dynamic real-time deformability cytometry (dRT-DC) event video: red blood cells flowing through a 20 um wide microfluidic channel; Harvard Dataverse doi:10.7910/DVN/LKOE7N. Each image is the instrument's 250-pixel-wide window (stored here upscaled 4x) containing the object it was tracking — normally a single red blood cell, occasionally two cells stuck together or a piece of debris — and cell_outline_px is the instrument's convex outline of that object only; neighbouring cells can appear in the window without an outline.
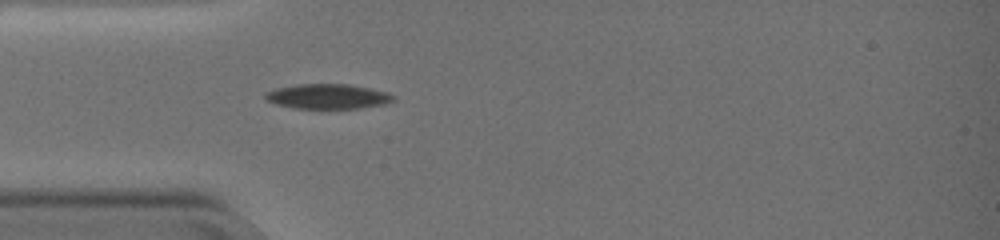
{"species": "common noctule bat (a hibernating species)", "species_latin": "Nyctalus noctula", "temperature_condition": "warm", "stored_images_in_passage": 42, "camera_frame_rate_fps": 3000, "um_per_image_px": 0.085, "animal": {"sex": "female", "body_mass_g": 19.0, "forearm_length_mm": 51.5}, "frame": {"image": 1, "passage_image": 1, "time_ms": 0.0, "image_size_px": [1000, 240], "cell_outline_px": [[396, 100], [384, 104], [360, 108], [292, 108], [276, 104], [264, 100], [264, 92], [276, 88], [300, 84], [348, 84], [388, 92], [396, 96]], "centroid_in_image_um": [27.85, 8.2], "position_along_channel_um": 57.2, "area_um2": 18.67}}
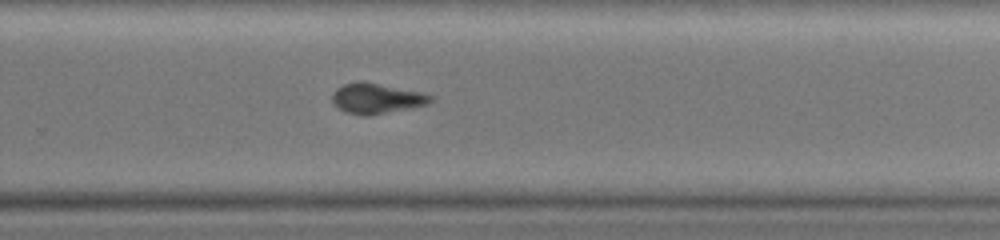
{"frame": {"image": 2, "passage_image": 23, "time_ms": 7.333, "image_size_px": [1000, 240], "cell_outline_px": [[432, 100], [428, 104], [368, 116], [360, 116], [344, 112], [332, 104], [332, 92], [336, 88], [344, 84], [360, 80], [364, 80], [424, 92], [432, 96]], "centroid_in_image_um": [31.96, 8.35], "position_along_channel_um": 297.8, "area_um2": 17.8}}
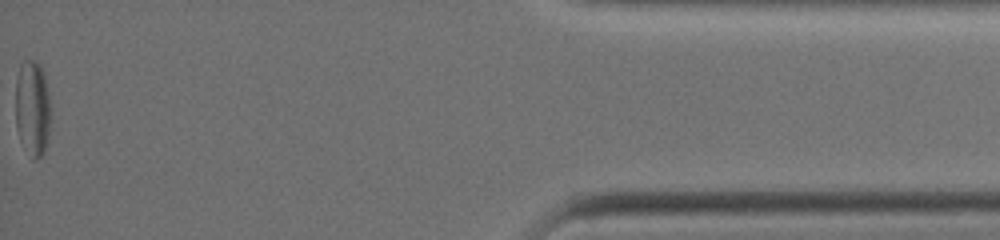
{"frame": {"image": 3, "passage_image": 42, "time_ms": 13.667, "image_size_px": [1000, 240], "cell_outline_px": [[48, 132], [44, 152], [36, 160], [32, 160], [20, 140], [16, 128], [16, 80], [20, 64], [24, 60], [36, 60], [40, 64], [44, 72], [48, 92]], "centroid_in_image_um": [2.73, 9.17], "position_along_channel_um": 432.5, "area_um2": 19.42}, "authors_computed_cell_mechanics": {"area_um2": 18.2648, "velocity_mm_per_s": 3.3238, "shape_relaxation_time_tau1_ms": null, "shape_relaxation_time_tau2_ms": 3.5135, "deformation_change_tau1": null, "deformation_change_tau2": 0.0961}}